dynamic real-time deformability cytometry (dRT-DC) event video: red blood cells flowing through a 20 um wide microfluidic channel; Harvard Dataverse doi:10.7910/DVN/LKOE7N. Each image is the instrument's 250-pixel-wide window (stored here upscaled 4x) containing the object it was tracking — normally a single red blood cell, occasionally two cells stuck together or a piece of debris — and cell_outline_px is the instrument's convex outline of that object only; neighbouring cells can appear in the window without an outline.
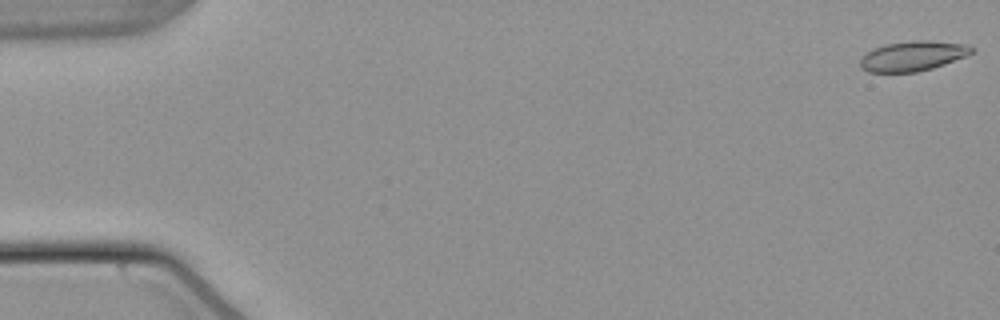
{"species": "common noctule bat (a hibernating species)", "species_latin": "Nyctalus noctula", "temperature_condition": "warm", "stored_images_in_passage": 54, "camera_frame_rate_fps": 3000, "um_per_image_px": 0.085, "animal": {"sex": "male", "body_mass_g": 21.5, "forearm_length_mm": 52.0}, "frame": {"image": 1, "passage_image": 1, "time_ms": 0.0, "image_size_px": [1000, 320], "cell_outline_px": [[976, 48], [972, 52], [964, 56], [944, 64], [932, 68], [916, 72], [868, 72], [860, 68], [860, 60], [868, 52], [884, 44], [912, 40], [928, 40], [968, 44]], "centroid_in_image_um": [77.6, 4.75], "position_along_channel_um": 7.4, "area_um2": 19.36}}
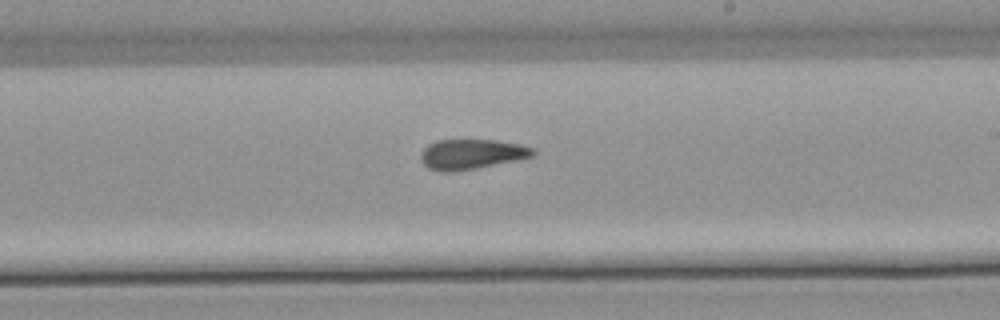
{"frame": {"image": 2, "passage_image": 32, "time_ms": 10.333, "image_size_px": [1000, 320], "cell_outline_px": [[536, 152], [532, 156], [516, 160], [476, 168], [452, 172], [440, 172], [428, 168], [420, 160], [420, 152], [428, 144], [436, 140], [496, 140], [520, 144], [532, 148]], "centroid_in_image_um": [40.03, 13.1], "position_along_channel_um": 249.0, "area_um2": 19.65}}
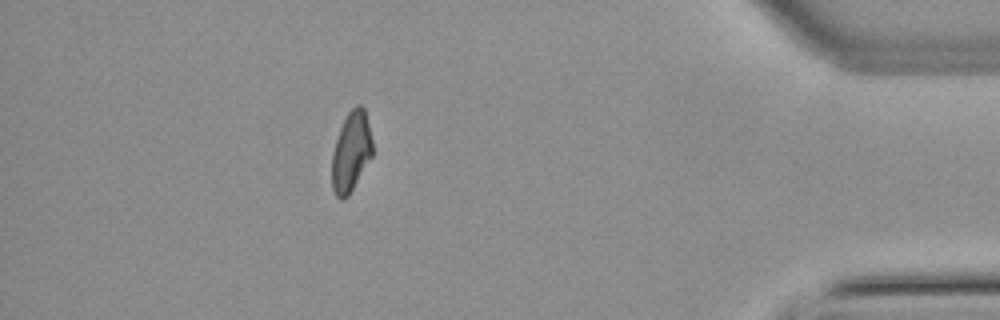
{"frame": {"image": 3, "passage_image": 48, "time_ms": 15.667, "image_size_px": [1000, 320], "cell_outline_px": [[372, 156], [348, 196], [344, 200], [340, 200], [336, 196], [332, 188], [332, 152], [340, 128], [348, 112], [356, 104], [360, 104], [364, 108], [372, 140]], "centroid_in_image_um": [29.83, 12.91], "position_along_channel_um": 405.4, "area_um2": 18.79}, "authors_computed_cell_mechanics": {"area_um2": 19.7387, "velocity_mm_per_s": 3.8222, "shape_relaxation_time_tau1_ms": null, "shape_relaxation_time_tau2_ms": 2.6666, "deformation_change_tau1": null, "deformation_change_tau2": 0.0848}}